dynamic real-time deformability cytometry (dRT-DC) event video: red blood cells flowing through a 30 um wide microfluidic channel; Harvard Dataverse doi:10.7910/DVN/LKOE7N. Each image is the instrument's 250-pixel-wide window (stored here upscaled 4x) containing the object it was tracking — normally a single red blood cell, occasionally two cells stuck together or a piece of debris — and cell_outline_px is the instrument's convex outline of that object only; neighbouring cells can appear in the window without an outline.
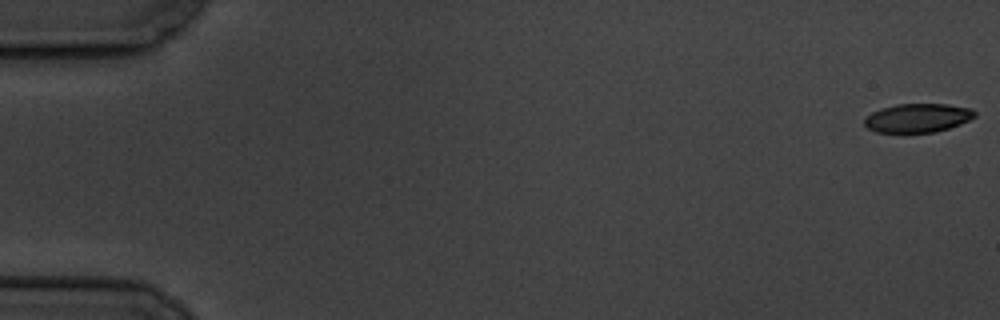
{"species": "common noctule bat (a hibernating species)", "species_latin": "Nyctalus noctula", "temperature_condition": "cold", "stored_images_in_passage": 58, "camera_frame_rate_fps": 3000, "um_per_image_px": 0.085, "animal": {"sex": "male", "body_mass_g": 19.5, "forearm_length_mm": 54.6}, "frame": {"image": 1, "passage_image": 1, "time_ms": 0.0, "image_size_px": [1000, 320], "cell_outline_px": [[976, 116], [960, 124], [936, 132], [876, 132], [868, 128], [864, 124], [864, 120], [872, 112], [880, 108], [896, 104], [948, 104], [972, 108], [976, 112]], "centroid_in_image_um": [78.02, 10.01], "position_along_channel_um": 7.0, "area_um2": 18.5}}
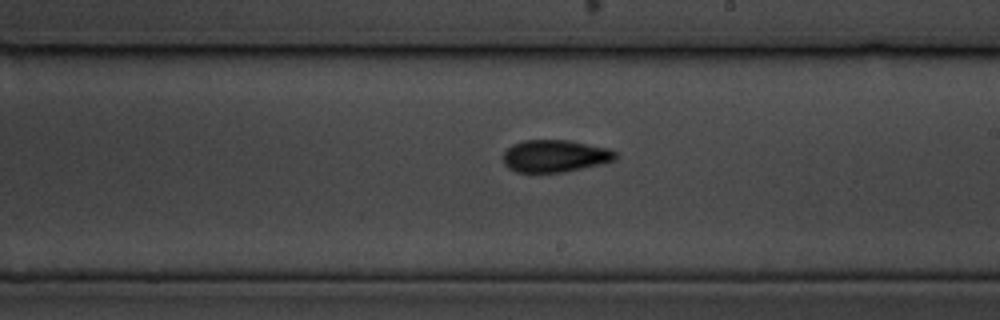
{"frame": {"image": 2, "passage_image": 34, "time_ms": 11.0, "image_size_px": [1000, 320], "cell_outline_px": [[620, 156], [616, 160], [600, 164], [564, 172], [516, 172], [508, 168], [504, 164], [500, 156], [512, 144], [524, 140], [564, 140], [608, 148], [616, 152]], "centroid_in_image_um": [47.14, 13.26], "position_along_channel_um": 241.9, "area_um2": 21.21}}
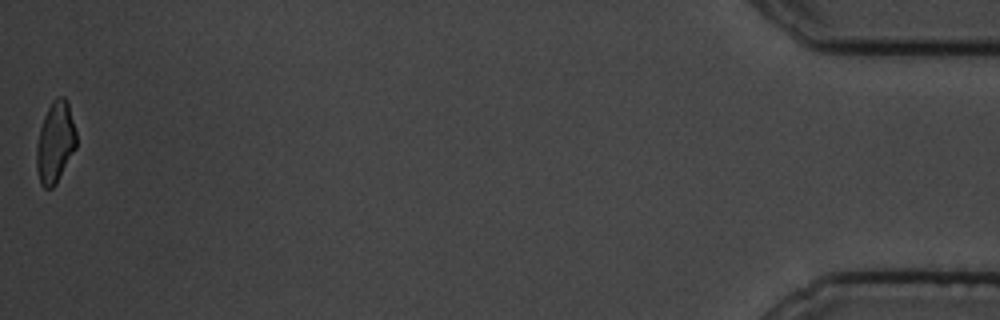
{"frame": {"image": 3, "passage_image": 58, "time_ms": 19.0, "image_size_px": [1000, 320], "cell_outline_px": [[76, 148], [56, 184], [52, 188], [44, 188], [40, 184], [36, 168], [36, 148], [40, 128], [44, 116], [52, 100], [56, 96], [64, 96], [68, 100], [76, 132]], "centroid_in_image_um": [4.7, 12.09], "position_along_channel_um": 430.5, "area_um2": 19.02}, "authors_computed_cell_mechanics": {"area_um2": 20.4034, "velocity_mm_per_s": 3.5103, "shape_relaxation_time_tau1_ms": 4.0761, "shape_relaxation_time_tau2_ms": 3.2923, "deformation_change_tau1": 0.1177, "deformation_change_tau2": 0.0894}}